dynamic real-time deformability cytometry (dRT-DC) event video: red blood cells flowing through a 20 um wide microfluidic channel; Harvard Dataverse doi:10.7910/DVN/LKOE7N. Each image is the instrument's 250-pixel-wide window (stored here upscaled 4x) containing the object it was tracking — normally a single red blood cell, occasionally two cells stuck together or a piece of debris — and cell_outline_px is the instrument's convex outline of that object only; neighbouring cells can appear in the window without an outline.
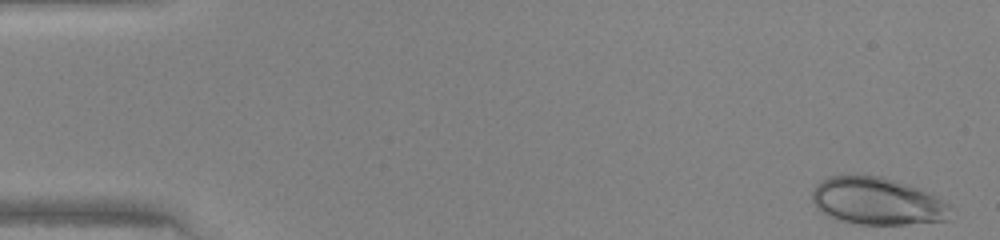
{"species": "human", "species_latin": "Homo sapiens", "temperature_condition": "warm", "stored_images_in_passage": 46, "camera_frame_rate_fps": 3000, "um_per_image_px": 0.085, "donor": {"sex": "female"}, "frame": {"image": 1, "passage_image": 1, "time_ms": 0.0, "image_size_px": [1000, 240], "cell_outline_px": [[952, 208], [948, 220], [904, 224], [860, 224], [836, 220], [828, 216], [816, 208], [812, 200], [812, 192], [816, 184], [820, 180], [828, 176], [884, 176], [920, 188], [948, 204]], "centroid_in_image_um": [74.54, 17.1], "position_along_channel_um": 10.5, "area_um2": 38.21}}
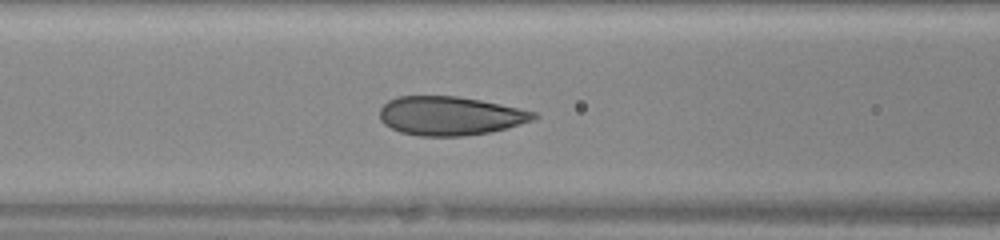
{"frame": {"image": 2, "passage_image": 19, "time_ms": 6.0, "image_size_px": [1000, 240], "cell_outline_px": [[540, 116], [532, 120], [520, 124], [488, 132], [464, 136], [420, 136], [400, 132], [384, 124], [380, 120], [380, 108], [388, 100], [400, 96], [456, 96], [480, 100], [520, 108], [536, 112]], "centroid_in_image_um": [38.24, 9.84], "position_along_channel_um": 128.4, "area_um2": 34.74}}
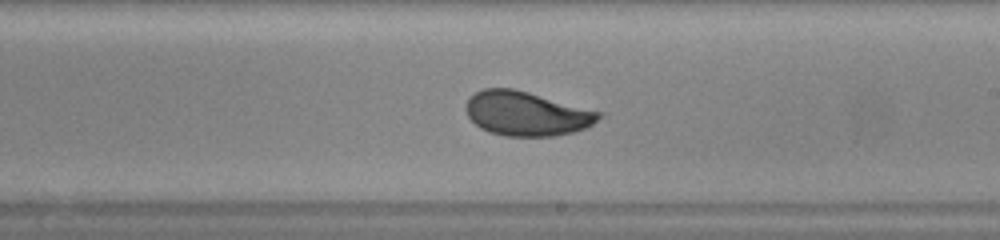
{"frame": {"image": 3, "passage_image": 27, "time_ms": 8.667, "image_size_px": [1000, 240], "cell_outline_px": [[604, 112], [592, 124], [584, 128], [572, 132], [552, 136], [504, 136], [488, 132], [480, 128], [468, 116], [468, 100], [476, 92], [484, 88], [512, 88], [528, 92]], "centroid_in_image_um": [44.77, 9.66], "position_along_channel_um": 244.2, "area_um2": 33.93}}